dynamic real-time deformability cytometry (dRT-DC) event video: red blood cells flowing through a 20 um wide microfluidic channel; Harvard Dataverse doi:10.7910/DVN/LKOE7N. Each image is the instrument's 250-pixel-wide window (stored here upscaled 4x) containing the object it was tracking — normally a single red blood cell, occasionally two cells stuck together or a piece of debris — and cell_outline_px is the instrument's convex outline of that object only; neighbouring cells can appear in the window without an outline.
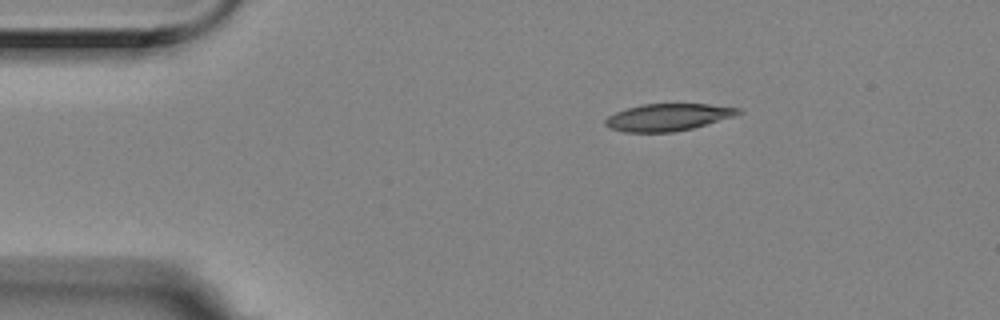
{"species": "Egyptian fruit bat (a non-hibernating species)", "species_latin": "Rousettus aegyptiacus", "temperature_condition": "room temperature", "stored_images_in_passage": 5, "segment_of_instrument_passage": [2, 2], "camera_frame_rate_fps": 3000, "um_per_image_px": 0.085, "animal": {"sex": "female"}, "frame": {"image": 1, "passage_image": 5, "time_ms": 1.333, "image_size_px": [1000, 320], "cell_outline_px": [[744, 112], [732, 116], [692, 128], [672, 132], [624, 132], [612, 128], [604, 124], [604, 120], [608, 116], [616, 112], [640, 104], [708, 104], [740, 108]], "centroid_in_image_um": [56.75, 9.96], "position_along_channel_um": 28.2, "area_um2": 20.75}}